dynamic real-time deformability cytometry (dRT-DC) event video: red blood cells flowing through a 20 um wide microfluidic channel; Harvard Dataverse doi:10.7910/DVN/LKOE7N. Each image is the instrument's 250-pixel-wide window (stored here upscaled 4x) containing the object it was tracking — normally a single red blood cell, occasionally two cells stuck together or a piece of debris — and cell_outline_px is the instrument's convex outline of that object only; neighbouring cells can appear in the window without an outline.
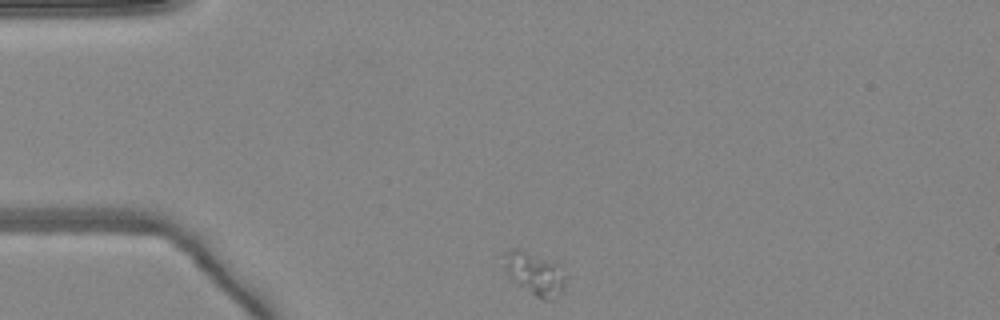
{"species": "common noctule bat (a hibernating species)", "species_latin": "Nyctalus noctula", "temperature_condition": "warm", "stored_images_in_passage": 43, "camera_frame_rate_fps": 3000, "um_per_image_px": 0.085, "animal": {"sex": "female", "body_mass_g": 24.6, "forearm_length_mm": 56.2}, "frame": {"image": 1, "passage_image": 1, "time_ms": 0.0, "image_size_px": [1000, 320], "cell_outline_px": [[564, 284], [560, 292], [552, 300], [544, 300], [536, 296], [516, 280], [504, 268], [500, 252], [508, 248], [516, 248], [552, 264], [564, 276]], "centroid_in_image_um": [45.33, 23.23], "position_along_channel_um": 39.7, "area_um2": 14.1}}
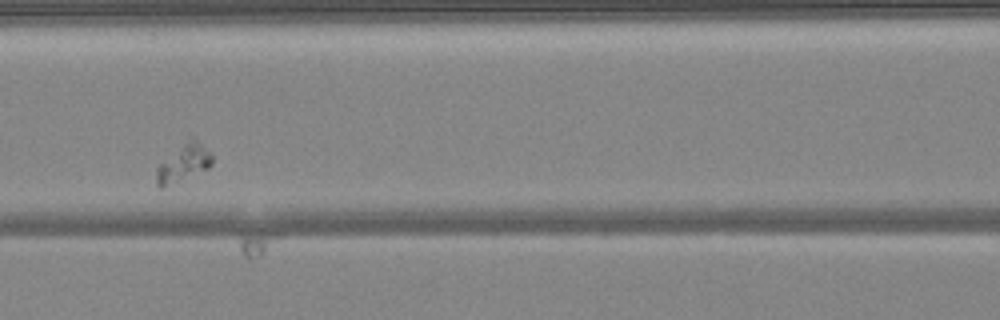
{"frame": {"image": 2, "passage_image": 13, "time_ms": 4.0, "image_size_px": [1000, 320], "cell_outline_px": [[212, 164], [208, 168], [160, 188], [156, 184], [156, 168], [160, 164], [192, 136], [196, 136], [212, 156]], "centroid_in_image_um": [15.62, 13.83], "position_along_channel_um": 151.0, "area_um2": 11.62}}
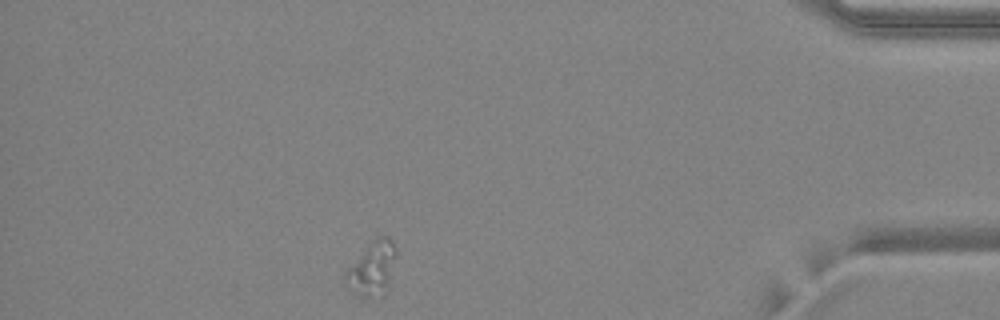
{"frame": {"image": 3, "passage_image": 37, "time_ms": 12.0, "image_size_px": [1000, 320], "cell_outline_px": [[396, 256], [388, 276], [384, 284], [368, 296], [360, 296], [348, 288], [344, 280], [344, 272], [372, 240], [384, 236], [388, 236], [392, 240], [396, 248]], "centroid_in_image_um": [31.56, 22.69], "position_along_channel_um": 403.6, "area_um2": 14.45}}